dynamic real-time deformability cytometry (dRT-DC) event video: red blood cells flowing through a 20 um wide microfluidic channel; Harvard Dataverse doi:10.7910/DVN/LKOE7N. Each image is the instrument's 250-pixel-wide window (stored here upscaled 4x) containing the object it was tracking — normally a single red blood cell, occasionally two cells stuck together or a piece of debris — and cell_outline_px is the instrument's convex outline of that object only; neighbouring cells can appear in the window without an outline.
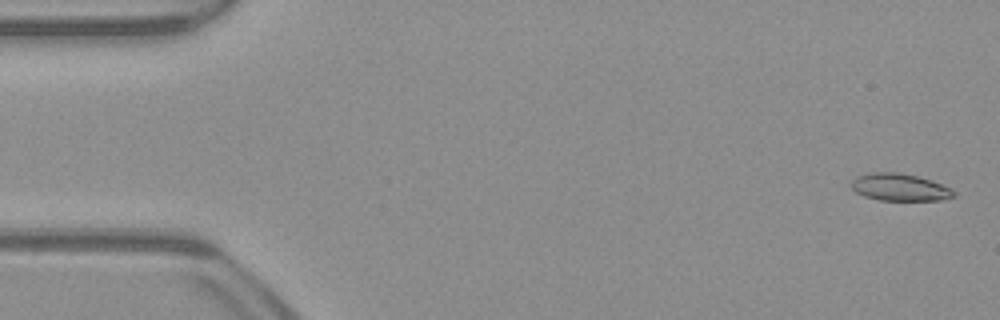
{"species": "common noctule bat (a hibernating species)", "species_latin": "Nyctalus noctula", "temperature_condition": "warm", "stored_images_in_passage": 53, "camera_frame_rate_fps": 3000, "um_per_image_px": 0.085, "animal": {"sex": "male", "body_mass_g": 23.1, "forearm_length_mm": 52.7}, "frame": {"image": 1, "passage_image": 2, "time_ms": 0.333, "image_size_px": [1000, 320], "cell_outline_px": [[956, 196], [940, 200], [880, 200], [864, 196], [856, 192], [852, 188], [852, 180], [856, 176], [872, 172], [896, 172], [916, 176], [932, 180], [956, 192]], "centroid_in_image_um": [76.46, 15.91], "position_along_channel_um": 8.5, "area_um2": 16.13}}
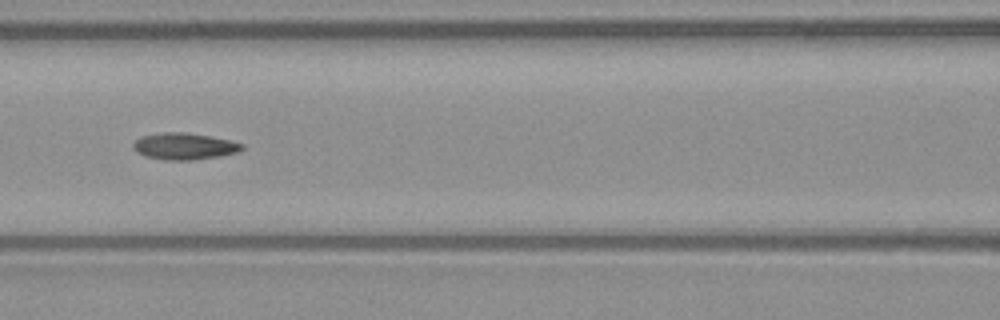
{"frame": {"image": 2, "passage_image": 23, "time_ms": 7.333, "image_size_px": [1000, 320], "cell_outline_px": [[244, 148], [236, 152], [220, 156], [196, 160], [164, 160], [144, 156], [136, 152], [132, 148], [132, 144], [140, 136], [164, 132], [184, 132], [212, 136], [244, 144]], "centroid_in_image_um": [15.63, 12.43], "position_along_channel_um": 151.0, "area_um2": 17.05}}
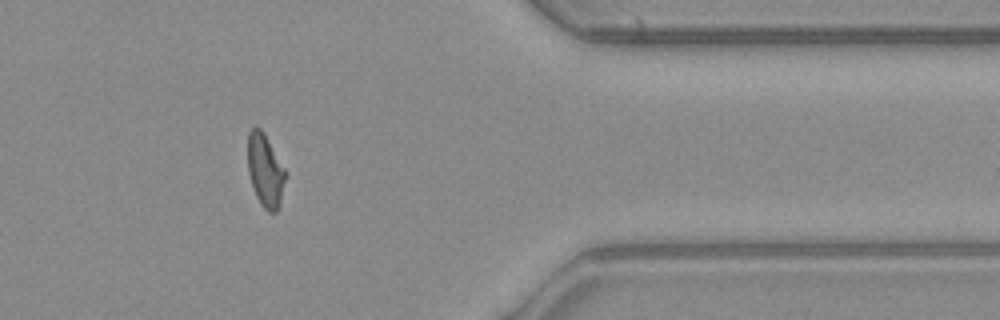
{"frame": {"image": 3, "passage_image": 43, "time_ms": 14.0, "image_size_px": [1000, 320], "cell_outline_px": [[288, 172], [280, 204], [276, 212], [268, 212], [260, 204], [256, 196], [248, 172], [248, 132], [256, 124], [264, 132]], "centroid_in_image_um": [22.57, 14.47], "position_along_channel_um": 388.8, "area_um2": 16.42}, "authors_computed_cell_mechanics": {"area_um2": 16.4152, "velocity_mm_per_s": 3.9399, "shape_relaxation_time_tau1_ms": null, "shape_relaxation_time_tau2_ms": 6.5728, "deformation_change_tau1": null, "deformation_change_tau2": 0.1363}}